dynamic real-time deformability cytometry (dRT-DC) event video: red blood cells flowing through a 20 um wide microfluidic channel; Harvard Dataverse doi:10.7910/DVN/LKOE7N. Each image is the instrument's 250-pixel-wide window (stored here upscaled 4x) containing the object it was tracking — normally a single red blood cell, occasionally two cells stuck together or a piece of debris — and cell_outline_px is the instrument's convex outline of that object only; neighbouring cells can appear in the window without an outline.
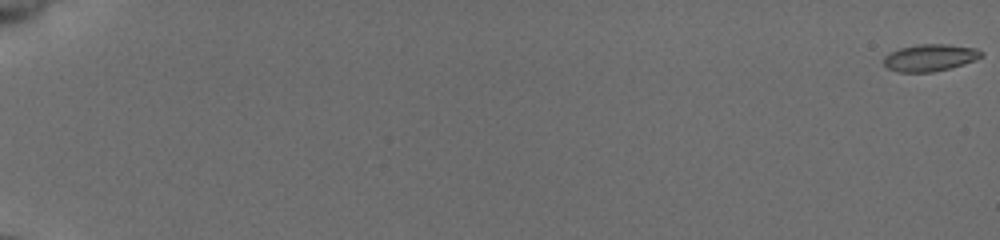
{"species": "common noctule bat (a hibernating species)", "species_latin": "Nyctalus noctula", "temperature_condition": "cold", "stored_images_in_passage": 56, "camera_frame_rate_fps": 3000, "um_per_image_px": 0.085, "animal": {"sex": "female", "body_mass_g": 19.5, "forearm_length_mm": 54.1}, "frame": {"image": 1, "passage_image": 1, "time_ms": 0.0, "image_size_px": [1000, 240], "cell_outline_px": [[984, 56], [976, 60], [964, 64], [932, 72], [900, 72], [888, 68], [884, 64], [884, 56], [900, 48], [920, 44], [948, 44], [976, 48], [984, 52]], "centroid_in_image_um": [79.1, 4.89], "position_along_channel_um": 5.9, "area_um2": 15.32}}
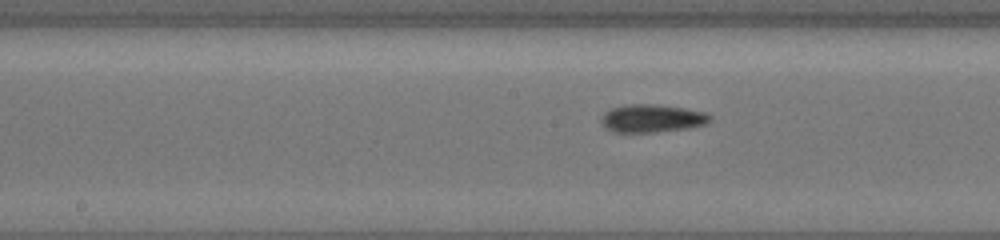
{"frame": {"image": 2, "passage_image": 32, "time_ms": 10.333, "image_size_px": [1000, 240], "cell_outline_px": [[712, 120], [704, 124], [688, 128], [656, 132], [616, 132], [608, 128], [600, 120], [600, 116], [604, 112], [612, 108], [632, 104], [652, 104], [680, 108], [704, 112], [712, 116]], "centroid_in_image_um": [55.42, 10.06], "position_along_channel_um": 192.8, "area_um2": 17.4}}
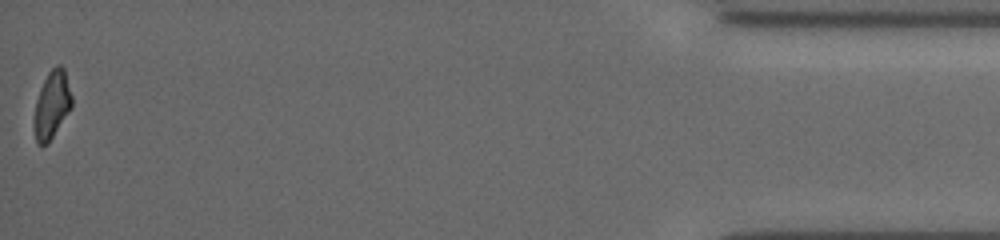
{"frame": {"image": 3, "passage_image": 56, "time_ms": 18.333, "image_size_px": [1000, 240], "cell_outline_px": [[72, 108], [48, 144], [36, 144], [32, 120], [36, 100], [40, 88], [48, 72], [56, 64], [60, 64], [64, 68], [72, 96]], "centroid_in_image_um": [4.39, 8.93], "position_along_channel_um": 430.8, "area_um2": 15.2}, "authors_computed_cell_mechanics": {"area_um2": 15.8661, "velocity_mm_per_s": 3.9362, "shape_relaxation_time_tau1_ms": 9.1304, "shape_relaxation_time_tau2_ms": 5.6169, "deformation_change_tau1": 0.1799, "deformation_change_tau2": 0.0973}}